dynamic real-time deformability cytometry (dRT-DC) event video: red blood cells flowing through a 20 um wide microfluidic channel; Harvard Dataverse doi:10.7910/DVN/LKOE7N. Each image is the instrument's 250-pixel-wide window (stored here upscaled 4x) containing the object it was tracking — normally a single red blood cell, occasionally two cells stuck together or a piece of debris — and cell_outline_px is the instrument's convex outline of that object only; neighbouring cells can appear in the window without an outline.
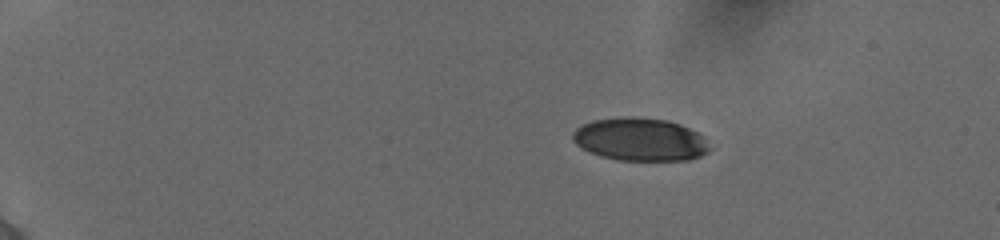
{"species": "human", "species_latin": "Homo sapiens", "temperature_condition": "cold", "stored_images_in_passage": 41, "camera_frame_rate_fps": 3000, "um_per_image_px": 0.085, "donor": {"sex": "female"}, "frame": {"image": 1, "passage_image": 3, "time_ms": 1.333, "image_size_px": [1000, 240], "cell_outline_px": [[712, 148], [708, 152], [700, 156], [688, 160], [616, 160], [600, 156], [580, 148], [572, 140], [572, 132], [576, 128], [592, 120], [620, 116], [628, 116], [668, 120], [680, 124], [704, 136]], "centroid_in_image_um": [54.4, 11.85], "position_along_channel_um": 30.6, "area_um2": 34.62}}
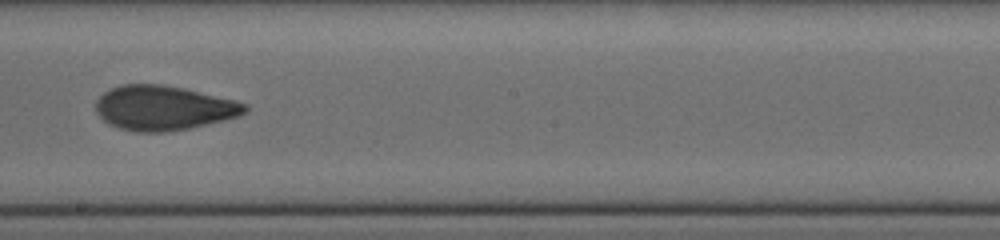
{"frame": {"image": 2, "passage_image": 23, "time_ms": 9.333, "image_size_px": [1000, 240], "cell_outline_px": [[248, 108], [240, 116], [224, 120], [188, 128], [164, 132], [136, 132], [120, 128], [108, 124], [96, 112], [96, 100], [104, 92], [120, 84], [164, 84], [184, 88], [236, 100], [248, 104]], "centroid_in_image_um": [13.9, 9.16], "position_along_channel_um": 234.3, "area_um2": 38.78}}
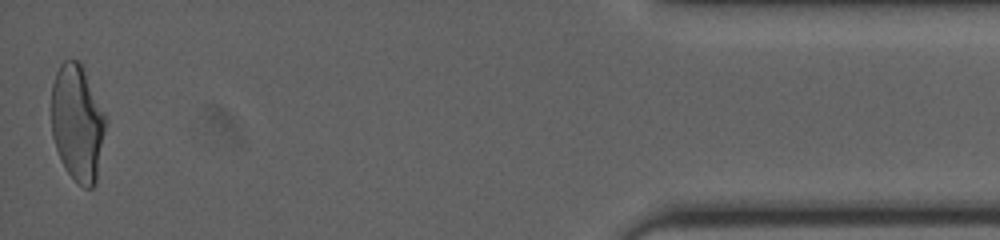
{"frame": {"image": 3, "passage_image": 41, "time_ms": 16.0, "image_size_px": [1000, 240], "cell_outline_px": [[104, 132], [96, 184], [92, 188], [84, 188], [64, 168], [60, 160], [52, 136], [52, 84], [56, 72], [60, 64], [64, 60], [76, 60], [80, 64], [84, 72], [104, 116]], "centroid_in_image_um": [6.54, 10.5], "position_along_channel_um": 428.7, "area_um2": 35.84}, "authors_computed_cell_mechanics": {"area_um2": 37.3966, "velocity_mm_per_s": 3.8958, "shape_relaxation_time_tau1_ms": 9.5399, "shape_relaxation_time_tau2_ms": 1.7606, "deformation_change_tau1": 0.2487, "deformation_change_tau2": 0.0826}}